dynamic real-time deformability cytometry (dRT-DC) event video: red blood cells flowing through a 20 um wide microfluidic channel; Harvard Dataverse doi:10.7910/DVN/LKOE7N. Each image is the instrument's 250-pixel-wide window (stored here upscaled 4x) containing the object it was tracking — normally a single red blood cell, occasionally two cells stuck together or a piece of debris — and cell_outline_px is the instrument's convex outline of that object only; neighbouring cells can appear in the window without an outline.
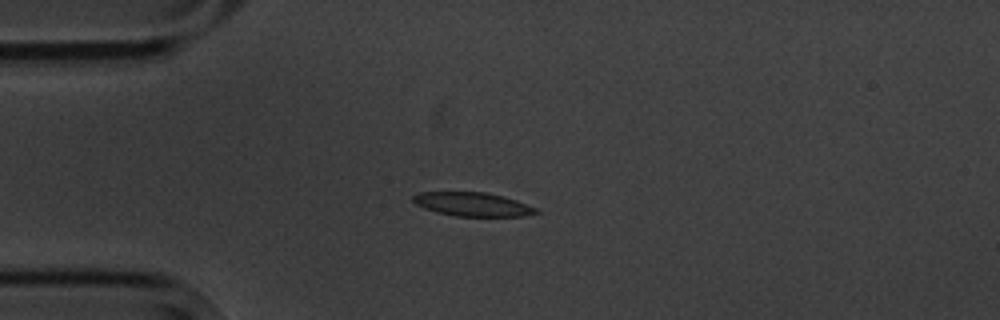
{"species": "common noctule bat (a hibernating species)", "species_latin": "Nyctalus noctula", "temperature_condition": "cold", "stored_images_in_passage": 6, "camera_frame_rate_fps": 3000, "um_per_image_px": 0.085, "animal": {"sex": "male", "body_mass_g": 20.1, "forearm_length_mm": 53.5}, "frame": {"image": 1, "passage_image": 3, "time_ms": 2.667, "image_size_px": [1000, 320], "cell_outline_px": [[540, 212], [524, 216], [456, 216], [436, 212], [424, 208], [416, 204], [412, 200], [412, 196], [420, 192], [484, 192], [504, 196], [516, 200], [536, 208]], "centroid_in_image_um": [40.16, 17.36], "position_along_channel_um": 44.8, "area_um2": 16.99}}
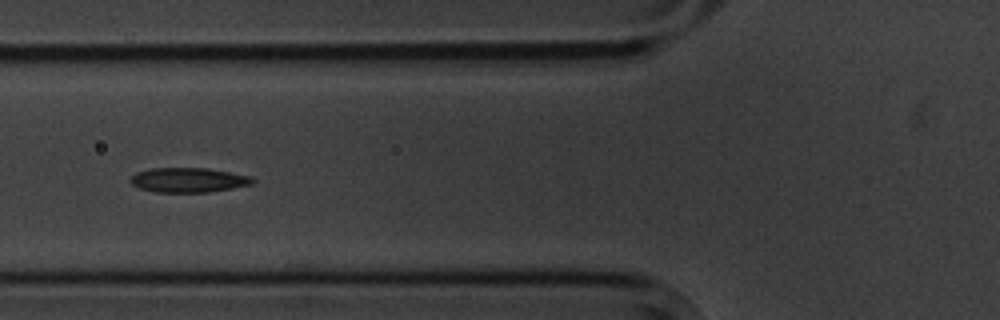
{"frame": {"image": 2, "passage_image": 5, "time_ms": 5.0, "image_size_px": [1000, 320], "cell_outline_px": [[256, 180], [252, 184], [232, 188], [208, 192], [152, 192], [140, 188], [132, 184], [128, 180], [136, 172], [152, 168], [208, 168], [252, 176]], "centroid_in_image_um": [16.01, 15.3], "position_along_channel_um": 109.8, "area_um2": 17.63}}
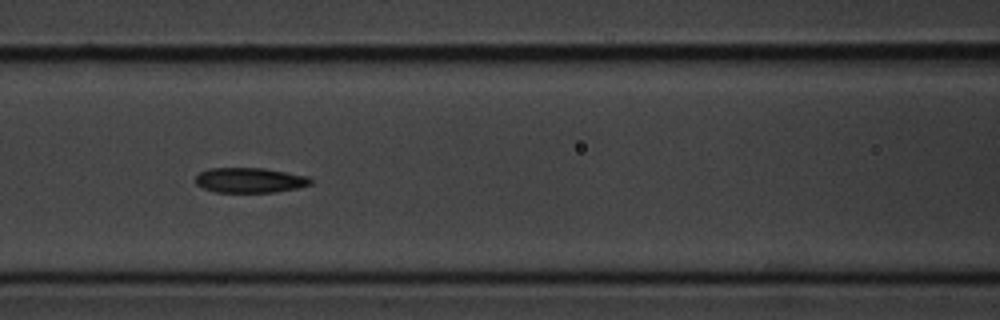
{"frame": {"image": 3, "passage_image": 6, "time_ms": 6.0, "image_size_px": [1000, 320], "cell_outline_px": [[312, 184], [296, 188], [276, 192], [216, 192], [204, 188], [196, 184], [196, 176], [200, 172], [208, 168], [264, 168], [308, 176], [312, 180]], "centroid_in_image_um": [21.24, 15.31], "position_along_channel_um": 145.4, "area_um2": 16.76}}